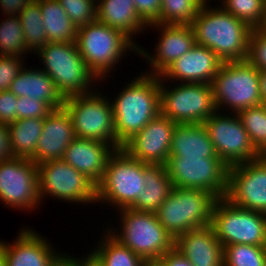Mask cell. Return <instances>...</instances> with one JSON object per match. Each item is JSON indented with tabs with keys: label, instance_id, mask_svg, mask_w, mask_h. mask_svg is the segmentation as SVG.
Wrapping results in <instances>:
<instances>
[{
	"label": "cell",
	"instance_id": "83f0119b",
	"mask_svg": "<svg viewBox=\"0 0 266 266\" xmlns=\"http://www.w3.org/2000/svg\"><path fill=\"white\" fill-rule=\"evenodd\" d=\"M39 3L48 42H75L78 28L57 0H36Z\"/></svg>",
	"mask_w": 266,
	"mask_h": 266
},
{
	"label": "cell",
	"instance_id": "5b68a950",
	"mask_svg": "<svg viewBox=\"0 0 266 266\" xmlns=\"http://www.w3.org/2000/svg\"><path fill=\"white\" fill-rule=\"evenodd\" d=\"M217 197L201 189H172L155 212L160 224L175 239L189 230L209 226Z\"/></svg>",
	"mask_w": 266,
	"mask_h": 266
},
{
	"label": "cell",
	"instance_id": "4316f807",
	"mask_svg": "<svg viewBox=\"0 0 266 266\" xmlns=\"http://www.w3.org/2000/svg\"><path fill=\"white\" fill-rule=\"evenodd\" d=\"M144 180V191L138 194L136 201L129 208L155 213L174 187L165 165L161 164H146Z\"/></svg>",
	"mask_w": 266,
	"mask_h": 266
},
{
	"label": "cell",
	"instance_id": "9c48e42d",
	"mask_svg": "<svg viewBox=\"0 0 266 266\" xmlns=\"http://www.w3.org/2000/svg\"><path fill=\"white\" fill-rule=\"evenodd\" d=\"M94 91L65 98L63 107L70 114L74 133L76 137L99 140L122 149L115 137L111 100Z\"/></svg>",
	"mask_w": 266,
	"mask_h": 266
},
{
	"label": "cell",
	"instance_id": "74e56055",
	"mask_svg": "<svg viewBox=\"0 0 266 266\" xmlns=\"http://www.w3.org/2000/svg\"><path fill=\"white\" fill-rule=\"evenodd\" d=\"M245 60L258 71H266V32L263 29H252Z\"/></svg>",
	"mask_w": 266,
	"mask_h": 266
},
{
	"label": "cell",
	"instance_id": "cb8c5ba5",
	"mask_svg": "<svg viewBox=\"0 0 266 266\" xmlns=\"http://www.w3.org/2000/svg\"><path fill=\"white\" fill-rule=\"evenodd\" d=\"M23 67L12 81L9 90L16 97H28L44 101L53 110L62 108L65 98L57 90L55 82L50 76L42 69Z\"/></svg>",
	"mask_w": 266,
	"mask_h": 266
},
{
	"label": "cell",
	"instance_id": "f6af8a7d",
	"mask_svg": "<svg viewBox=\"0 0 266 266\" xmlns=\"http://www.w3.org/2000/svg\"><path fill=\"white\" fill-rule=\"evenodd\" d=\"M32 0H0L2 12L8 16H18L25 6ZM17 14V15H16Z\"/></svg>",
	"mask_w": 266,
	"mask_h": 266
},
{
	"label": "cell",
	"instance_id": "d4e9b609",
	"mask_svg": "<svg viewBox=\"0 0 266 266\" xmlns=\"http://www.w3.org/2000/svg\"><path fill=\"white\" fill-rule=\"evenodd\" d=\"M169 155L219 158L203 124H176Z\"/></svg>",
	"mask_w": 266,
	"mask_h": 266
},
{
	"label": "cell",
	"instance_id": "9a60e30c",
	"mask_svg": "<svg viewBox=\"0 0 266 266\" xmlns=\"http://www.w3.org/2000/svg\"><path fill=\"white\" fill-rule=\"evenodd\" d=\"M0 199L6 206L21 210H34L42 203L38 167L32 160L14 157L0 162Z\"/></svg>",
	"mask_w": 266,
	"mask_h": 266
},
{
	"label": "cell",
	"instance_id": "3957f363",
	"mask_svg": "<svg viewBox=\"0 0 266 266\" xmlns=\"http://www.w3.org/2000/svg\"><path fill=\"white\" fill-rule=\"evenodd\" d=\"M75 43L98 80L106 78L128 50L138 53V46L128 36L98 20L78 27Z\"/></svg>",
	"mask_w": 266,
	"mask_h": 266
},
{
	"label": "cell",
	"instance_id": "4fadbf2b",
	"mask_svg": "<svg viewBox=\"0 0 266 266\" xmlns=\"http://www.w3.org/2000/svg\"><path fill=\"white\" fill-rule=\"evenodd\" d=\"M39 197L46 195L78 203H96V184L65 161L51 160L37 165Z\"/></svg>",
	"mask_w": 266,
	"mask_h": 266
},
{
	"label": "cell",
	"instance_id": "603a6c76",
	"mask_svg": "<svg viewBox=\"0 0 266 266\" xmlns=\"http://www.w3.org/2000/svg\"><path fill=\"white\" fill-rule=\"evenodd\" d=\"M174 248L193 266H224V247L210 225L178 235Z\"/></svg>",
	"mask_w": 266,
	"mask_h": 266
},
{
	"label": "cell",
	"instance_id": "2e32d148",
	"mask_svg": "<svg viewBox=\"0 0 266 266\" xmlns=\"http://www.w3.org/2000/svg\"><path fill=\"white\" fill-rule=\"evenodd\" d=\"M224 198L240 208L266 214V156L230 166Z\"/></svg>",
	"mask_w": 266,
	"mask_h": 266
},
{
	"label": "cell",
	"instance_id": "f907efd6",
	"mask_svg": "<svg viewBox=\"0 0 266 266\" xmlns=\"http://www.w3.org/2000/svg\"><path fill=\"white\" fill-rule=\"evenodd\" d=\"M261 29H263L266 32V14H265V20H264V23H263Z\"/></svg>",
	"mask_w": 266,
	"mask_h": 266
},
{
	"label": "cell",
	"instance_id": "8d00e7d4",
	"mask_svg": "<svg viewBox=\"0 0 266 266\" xmlns=\"http://www.w3.org/2000/svg\"><path fill=\"white\" fill-rule=\"evenodd\" d=\"M76 27L97 20V0H57Z\"/></svg>",
	"mask_w": 266,
	"mask_h": 266
},
{
	"label": "cell",
	"instance_id": "d590c367",
	"mask_svg": "<svg viewBox=\"0 0 266 266\" xmlns=\"http://www.w3.org/2000/svg\"><path fill=\"white\" fill-rule=\"evenodd\" d=\"M224 266H266V247L246 244L224 246Z\"/></svg>",
	"mask_w": 266,
	"mask_h": 266
},
{
	"label": "cell",
	"instance_id": "484cf974",
	"mask_svg": "<svg viewBox=\"0 0 266 266\" xmlns=\"http://www.w3.org/2000/svg\"><path fill=\"white\" fill-rule=\"evenodd\" d=\"M97 20L120 30L133 41L148 25L139 17L133 0H97Z\"/></svg>",
	"mask_w": 266,
	"mask_h": 266
},
{
	"label": "cell",
	"instance_id": "5bb4252c",
	"mask_svg": "<svg viewBox=\"0 0 266 266\" xmlns=\"http://www.w3.org/2000/svg\"><path fill=\"white\" fill-rule=\"evenodd\" d=\"M218 113L203 122L218 157L228 167L261 157L237 113L231 117Z\"/></svg>",
	"mask_w": 266,
	"mask_h": 266
},
{
	"label": "cell",
	"instance_id": "ba28073f",
	"mask_svg": "<svg viewBox=\"0 0 266 266\" xmlns=\"http://www.w3.org/2000/svg\"><path fill=\"white\" fill-rule=\"evenodd\" d=\"M210 84L218 111L222 106L238 113L262 104L259 71L246 60L223 62Z\"/></svg>",
	"mask_w": 266,
	"mask_h": 266
},
{
	"label": "cell",
	"instance_id": "f1b7e54d",
	"mask_svg": "<svg viewBox=\"0 0 266 266\" xmlns=\"http://www.w3.org/2000/svg\"><path fill=\"white\" fill-rule=\"evenodd\" d=\"M43 121L41 118L18 119L7 125L14 157L30 159L35 154Z\"/></svg>",
	"mask_w": 266,
	"mask_h": 266
},
{
	"label": "cell",
	"instance_id": "1f68e13d",
	"mask_svg": "<svg viewBox=\"0 0 266 266\" xmlns=\"http://www.w3.org/2000/svg\"><path fill=\"white\" fill-rule=\"evenodd\" d=\"M201 6L199 0H161L160 15L155 24L190 25Z\"/></svg>",
	"mask_w": 266,
	"mask_h": 266
},
{
	"label": "cell",
	"instance_id": "ee69618b",
	"mask_svg": "<svg viewBox=\"0 0 266 266\" xmlns=\"http://www.w3.org/2000/svg\"><path fill=\"white\" fill-rule=\"evenodd\" d=\"M14 158L11 144L9 128L6 124L0 123V162Z\"/></svg>",
	"mask_w": 266,
	"mask_h": 266
},
{
	"label": "cell",
	"instance_id": "52a82bcc",
	"mask_svg": "<svg viewBox=\"0 0 266 266\" xmlns=\"http://www.w3.org/2000/svg\"><path fill=\"white\" fill-rule=\"evenodd\" d=\"M123 148L109 157L102 180L96 186V201L110 203L118 210L129 208L145 188L144 166Z\"/></svg>",
	"mask_w": 266,
	"mask_h": 266
},
{
	"label": "cell",
	"instance_id": "44dd1931",
	"mask_svg": "<svg viewBox=\"0 0 266 266\" xmlns=\"http://www.w3.org/2000/svg\"><path fill=\"white\" fill-rule=\"evenodd\" d=\"M117 150L99 140L76 137L64 151L62 160L86 175L96 185L102 180L109 157Z\"/></svg>",
	"mask_w": 266,
	"mask_h": 266
},
{
	"label": "cell",
	"instance_id": "d6a6232c",
	"mask_svg": "<svg viewBox=\"0 0 266 266\" xmlns=\"http://www.w3.org/2000/svg\"><path fill=\"white\" fill-rule=\"evenodd\" d=\"M237 115L256 150L266 156V104L240 110Z\"/></svg>",
	"mask_w": 266,
	"mask_h": 266
},
{
	"label": "cell",
	"instance_id": "e575fe53",
	"mask_svg": "<svg viewBox=\"0 0 266 266\" xmlns=\"http://www.w3.org/2000/svg\"><path fill=\"white\" fill-rule=\"evenodd\" d=\"M26 39L18 16H8L0 23V55L23 56L27 53Z\"/></svg>",
	"mask_w": 266,
	"mask_h": 266
},
{
	"label": "cell",
	"instance_id": "8992f818",
	"mask_svg": "<svg viewBox=\"0 0 266 266\" xmlns=\"http://www.w3.org/2000/svg\"><path fill=\"white\" fill-rule=\"evenodd\" d=\"M35 54L44 64L42 70L55 82L64 98L92 92L91 83L97 78L87 67L75 42H48Z\"/></svg>",
	"mask_w": 266,
	"mask_h": 266
},
{
	"label": "cell",
	"instance_id": "e0dca14e",
	"mask_svg": "<svg viewBox=\"0 0 266 266\" xmlns=\"http://www.w3.org/2000/svg\"><path fill=\"white\" fill-rule=\"evenodd\" d=\"M176 123L159 114L123 145L134 159L147 164L165 165Z\"/></svg>",
	"mask_w": 266,
	"mask_h": 266
},
{
	"label": "cell",
	"instance_id": "c3c4849f",
	"mask_svg": "<svg viewBox=\"0 0 266 266\" xmlns=\"http://www.w3.org/2000/svg\"><path fill=\"white\" fill-rule=\"evenodd\" d=\"M260 98L266 104V71H259Z\"/></svg>",
	"mask_w": 266,
	"mask_h": 266
},
{
	"label": "cell",
	"instance_id": "ab89813d",
	"mask_svg": "<svg viewBox=\"0 0 266 266\" xmlns=\"http://www.w3.org/2000/svg\"><path fill=\"white\" fill-rule=\"evenodd\" d=\"M23 56L0 55V91L9 90L12 81L23 69Z\"/></svg>",
	"mask_w": 266,
	"mask_h": 266
},
{
	"label": "cell",
	"instance_id": "60d3db41",
	"mask_svg": "<svg viewBox=\"0 0 266 266\" xmlns=\"http://www.w3.org/2000/svg\"><path fill=\"white\" fill-rule=\"evenodd\" d=\"M18 97H16L10 90L0 91V123L10 124L17 120Z\"/></svg>",
	"mask_w": 266,
	"mask_h": 266
},
{
	"label": "cell",
	"instance_id": "f35d334b",
	"mask_svg": "<svg viewBox=\"0 0 266 266\" xmlns=\"http://www.w3.org/2000/svg\"><path fill=\"white\" fill-rule=\"evenodd\" d=\"M53 109L44 101L28 97H18L16 115L18 119L46 118Z\"/></svg>",
	"mask_w": 266,
	"mask_h": 266
},
{
	"label": "cell",
	"instance_id": "30bf717a",
	"mask_svg": "<svg viewBox=\"0 0 266 266\" xmlns=\"http://www.w3.org/2000/svg\"><path fill=\"white\" fill-rule=\"evenodd\" d=\"M210 226L223 247L233 244L266 247V214L240 208L225 198L215 202Z\"/></svg>",
	"mask_w": 266,
	"mask_h": 266
},
{
	"label": "cell",
	"instance_id": "ac0fdd59",
	"mask_svg": "<svg viewBox=\"0 0 266 266\" xmlns=\"http://www.w3.org/2000/svg\"><path fill=\"white\" fill-rule=\"evenodd\" d=\"M150 27L161 30L155 54L151 56L141 46L138 47V53L141 57L144 55L153 69L145 74L160 76L179 57L190 51L196 42L190 25L151 24Z\"/></svg>",
	"mask_w": 266,
	"mask_h": 266
},
{
	"label": "cell",
	"instance_id": "d6986e66",
	"mask_svg": "<svg viewBox=\"0 0 266 266\" xmlns=\"http://www.w3.org/2000/svg\"><path fill=\"white\" fill-rule=\"evenodd\" d=\"M223 61L211 49L195 44L192 49L179 57L161 75L167 80L183 83L210 84ZM186 81V82H185Z\"/></svg>",
	"mask_w": 266,
	"mask_h": 266
},
{
	"label": "cell",
	"instance_id": "7c38bea8",
	"mask_svg": "<svg viewBox=\"0 0 266 266\" xmlns=\"http://www.w3.org/2000/svg\"><path fill=\"white\" fill-rule=\"evenodd\" d=\"M165 167L174 188L201 189L225 197L229 167L220 158L169 155Z\"/></svg>",
	"mask_w": 266,
	"mask_h": 266
},
{
	"label": "cell",
	"instance_id": "bcb514c9",
	"mask_svg": "<svg viewBox=\"0 0 266 266\" xmlns=\"http://www.w3.org/2000/svg\"><path fill=\"white\" fill-rule=\"evenodd\" d=\"M75 266H104L99 257L91 251L84 258H75Z\"/></svg>",
	"mask_w": 266,
	"mask_h": 266
},
{
	"label": "cell",
	"instance_id": "7a4b0ae2",
	"mask_svg": "<svg viewBox=\"0 0 266 266\" xmlns=\"http://www.w3.org/2000/svg\"><path fill=\"white\" fill-rule=\"evenodd\" d=\"M112 101L116 140L123 146L160 114V76L140 74Z\"/></svg>",
	"mask_w": 266,
	"mask_h": 266
},
{
	"label": "cell",
	"instance_id": "7402d4cb",
	"mask_svg": "<svg viewBox=\"0 0 266 266\" xmlns=\"http://www.w3.org/2000/svg\"><path fill=\"white\" fill-rule=\"evenodd\" d=\"M6 266H49L59 255L36 231L24 228L13 244L0 241Z\"/></svg>",
	"mask_w": 266,
	"mask_h": 266
},
{
	"label": "cell",
	"instance_id": "277c9868",
	"mask_svg": "<svg viewBox=\"0 0 266 266\" xmlns=\"http://www.w3.org/2000/svg\"><path fill=\"white\" fill-rule=\"evenodd\" d=\"M120 234L110 232L123 245L154 265L165 253L174 248L175 239L160 224L156 213L120 209Z\"/></svg>",
	"mask_w": 266,
	"mask_h": 266
},
{
	"label": "cell",
	"instance_id": "7bdbcfd3",
	"mask_svg": "<svg viewBox=\"0 0 266 266\" xmlns=\"http://www.w3.org/2000/svg\"><path fill=\"white\" fill-rule=\"evenodd\" d=\"M154 266H193L177 249L165 253Z\"/></svg>",
	"mask_w": 266,
	"mask_h": 266
},
{
	"label": "cell",
	"instance_id": "836d02e7",
	"mask_svg": "<svg viewBox=\"0 0 266 266\" xmlns=\"http://www.w3.org/2000/svg\"><path fill=\"white\" fill-rule=\"evenodd\" d=\"M221 8L245 22L252 29L261 28L266 14V0H223Z\"/></svg>",
	"mask_w": 266,
	"mask_h": 266
},
{
	"label": "cell",
	"instance_id": "f546056e",
	"mask_svg": "<svg viewBox=\"0 0 266 266\" xmlns=\"http://www.w3.org/2000/svg\"><path fill=\"white\" fill-rule=\"evenodd\" d=\"M107 231L100 245L93 251L104 266H149L141 257L118 241L109 230Z\"/></svg>",
	"mask_w": 266,
	"mask_h": 266
},
{
	"label": "cell",
	"instance_id": "7dc6e473",
	"mask_svg": "<svg viewBox=\"0 0 266 266\" xmlns=\"http://www.w3.org/2000/svg\"><path fill=\"white\" fill-rule=\"evenodd\" d=\"M49 266H75V258L60 253Z\"/></svg>",
	"mask_w": 266,
	"mask_h": 266
},
{
	"label": "cell",
	"instance_id": "6da1fadb",
	"mask_svg": "<svg viewBox=\"0 0 266 266\" xmlns=\"http://www.w3.org/2000/svg\"><path fill=\"white\" fill-rule=\"evenodd\" d=\"M207 5L202 4L190 24L195 42L211 49L223 62L245 60L252 28L220 6Z\"/></svg>",
	"mask_w": 266,
	"mask_h": 266
},
{
	"label": "cell",
	"instance_id": "8fae6325",
	"mask_svg": "<svg viewBox=\"0 0 266 266\" xmlns=\"http://www.w3.org/2000/svg\"><path fill=\"white\" fill-rule=\"evenodd\" d=\"M160 77V114L176 124H203L217 111L211 84L180 83L167 89Z\"/></svg>",
	"mask_w": 266,
	"mask_h": 266
},
{
	"label": "cell",
	"instance_id": "b9f144b4",
	"mask_svg": "<svg viewBox=\"0 0 266 266\" xmlns=\"http://www.w3.org/2000/svg\"><path fill=\"white\" fill-rule=\"evenodd\" d=\"M139 17L149 26L158 21L161 0H133Z\"/></svg>",
	"mask_w": 266,
	"mask_h": 266
},
{
	"label": "cell",
	"instance_id": "681fc988",
	"mask_svg": "<svg viewBox=\"0 0 266 266\" xmlns=\"http://www.w3.org/2000/svg\"><path fill=\"white\" fill-rule=\"evenodd\" d=\"M0 266H6L5 258L3 256L1 249H0Z\"/></svg>",
	"mask_w": 266,
	"mask_h": 266
},
{
	"label": "cell",
	"instance_id": "4dcf8cb0",
	"mask_svg": "<svg viewBox=\"0 0 266 266\" xmlns=\"http://www.w3.org/2000/svg\"><path fill=\"white\" fill-rule=\"evenodd\" d=\"M18 17L22 25L28 52H33L32 50L37 52L48 43L39 3L32 0L18 14Z\"/></svg>",
	"mask_w": 266,
	"mask_h": 266
},
{
	"label": "cell",
	"instance_id": "816d5d0a",
	"mask_svg": "<svg viewBox=\"0 0 266 266\" xmlns=\"http://www.w3.org/2000/svg\"><path fill=\"white\" fill-rule=\"evenodd\" d=\"M202 4H206L208 0H199Z\"/></svg>",
	"mask_w": 266,
	"mask_h": 266
},
{
	"label": "cell",
	"instance_id": "ffe728a7",
	"mask_svg": "<svg viewBox=\"0 0 266 266\" xmlns=\"http://www.w3.org/2000/svg\"><path fill=\"white\" fill-rule=\"evenodd\" d=\"M75 138L70 114L64 107L54 109L44 118L36 152L30 160L36 165L51 160H61L64 151Z\"/></svg>",
	"mask_w": 266,
	"mask_h": 266
}]
</instances>
